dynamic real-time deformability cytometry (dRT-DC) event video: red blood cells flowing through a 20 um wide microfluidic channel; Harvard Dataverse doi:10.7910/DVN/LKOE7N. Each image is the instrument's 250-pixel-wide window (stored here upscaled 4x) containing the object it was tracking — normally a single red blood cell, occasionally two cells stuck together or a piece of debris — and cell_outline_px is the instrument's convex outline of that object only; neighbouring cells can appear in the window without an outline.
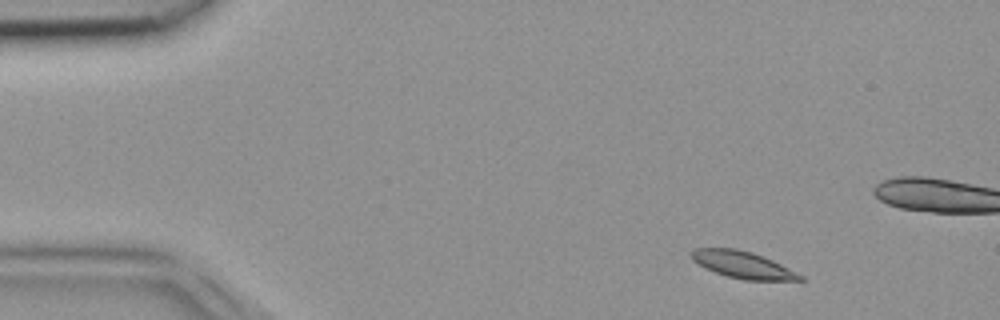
{"species": "common noctule bat (a hibernating species)", "species_latin": "Nyctalus noctula", "temperature_condition": "room temperature", "stored_images_in_passage": 2, "camera_frame_rate_fps": 3000, "um_per_image_px": 0.085, "animal": {"sex": "female", "body_mass_g": 18.4}, "frame": {"image": 1, "passage_image": 1, "time_ms": 0.0, "image_size_px": [1000, 320], "cell_outline_px": [[804, 280], [744, 280], [728, 276], [704, 268], [692, 260], [688, 252], [692, 248], [736, 248], [752, 252], [772, 260], [804, 276]], "centroid_in_image_um": [63.07, 22.49], "position_along_channel_um": 21.9, "area_um2": 17.05}}